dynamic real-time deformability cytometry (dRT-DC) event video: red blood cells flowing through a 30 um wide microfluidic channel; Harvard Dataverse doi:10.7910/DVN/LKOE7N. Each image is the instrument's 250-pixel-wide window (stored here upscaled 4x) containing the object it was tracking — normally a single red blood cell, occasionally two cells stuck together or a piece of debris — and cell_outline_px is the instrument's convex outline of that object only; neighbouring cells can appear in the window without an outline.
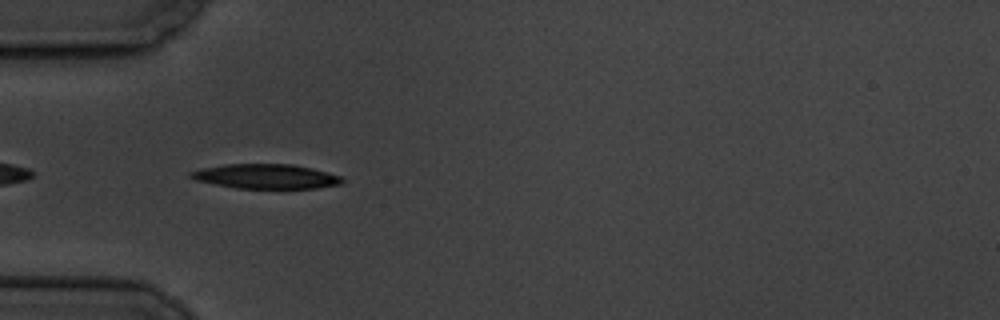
{"species": "common noctule bat (a hibernating species)", "species_latin": "Nyctalus noctula", "temperature_condition": "cold", "stored_images_in_passage": 5, "camera_frame_rate_fps": 3000, "um_per_image_px": 0.085, "animal": {"sex": "male", "body_mass_g": 19.5, "forearm_length_mm": 54.6}, "frame": {"image": 1, "passage_image": 5, "time_ms": 4.333, "image_size_px": [1000, 320], "cell_outline_px": [[344, 180], [340, 184], [316, 188], [236, 188], [196, 180], [188, 176], [188, 172], [200, 168], [224, 164], [292, 164], [312, 168], [340, 176]], "centroid_in_image_um": [22.56, 14.98], "position_along_channel_um": 62.4, "area_um2": 21.62}}